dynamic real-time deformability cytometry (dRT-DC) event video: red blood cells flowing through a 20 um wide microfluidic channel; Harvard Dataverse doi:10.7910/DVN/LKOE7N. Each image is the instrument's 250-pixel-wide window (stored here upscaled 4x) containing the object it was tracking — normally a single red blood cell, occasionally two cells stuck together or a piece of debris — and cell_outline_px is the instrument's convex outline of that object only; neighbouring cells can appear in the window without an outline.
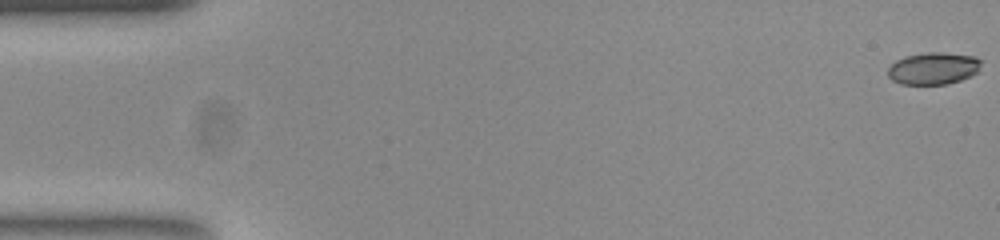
{"species": "common noctule bat (a hibernating species)", "species_latin": "Nyctalus noctula", "temperature_condition": "room temperature", "stored_images_in_passage": 55, "camera_frame_rate_fps": 3000, "um_per_image_px": 0.085, "animal": {"sex": "female", "body_mass_g": 23.0, "forearm_length_mm": 53.4}, "frame": {"image": 1, "passage_image": 1, "time_ms": 0.0, "image_size_px": [1000, 240], "cell_outline_px": [[980, 72], [972, 76], [948, 84], [900, 84], [892, 80], [888, 76], [888, 68], [896, 60], [904, 56], [928, 52], [944, 52], [976, 56], [980, 60]], "centroid_in_image_um": [79.36, 5.81], "position_along_channel_um": 5.6, "area_um2": 17.69}}
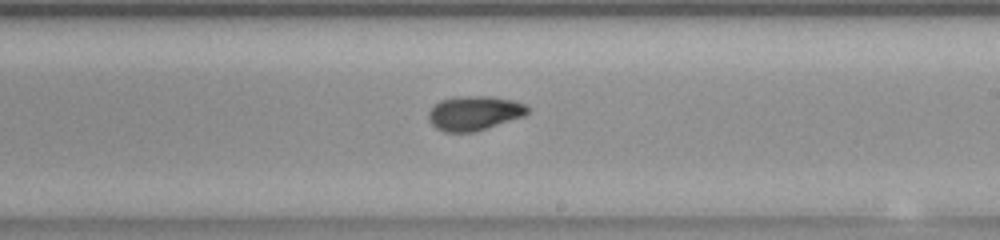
{"frame": {"image": 2, "passage_image": 32, "time_ms": 10.333, "image_size_px": [1000, 240], "cell_outline_px": [[528, 112], [524, 116], [472, 132], [444, 132], [436, 128], [428, 120], [428, 112], [440, 100], [452, 96], [488, 96], [512, 100], [524, 104], [528, 108]], "centroid_in_image_um": [40.27, 9.6], "position_along_channel_um": 248.7, "area_um2": 19.71}}
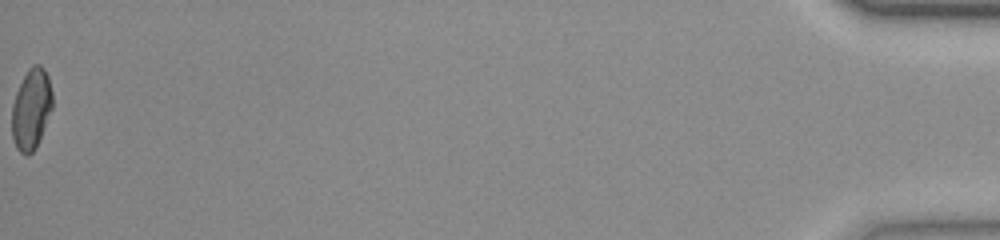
{"frame": {"image": 3, "passage_image": 55, "time_ms": 18.0, "image_size_px": [1000, 240], "cell_outline_px": [[52, 108], [36, 148], [28, 156], [20, 152], [16, 148], [12, 136], [12, 104], [16, 92], [28, 68], [32, 64], [40, 64], [44, 68], [48, 76], [52, 92]], "centroid_in_image_um": [2.65, 9.26], "position_along_channel_um": 432.5, "area_um2": 19.13}, "authors_computed_cell_mechanics": {"area_um2": 19.3052, "velocity_mm_per_s": 3.7958, "shape_relaxation_time_tau1_ms": 7.2049, "shape_relaxation_time_tau2_ms": 2.602, "deformation_change_tau1": 0.2116, "deformation_change_tau2": 0.0595}}